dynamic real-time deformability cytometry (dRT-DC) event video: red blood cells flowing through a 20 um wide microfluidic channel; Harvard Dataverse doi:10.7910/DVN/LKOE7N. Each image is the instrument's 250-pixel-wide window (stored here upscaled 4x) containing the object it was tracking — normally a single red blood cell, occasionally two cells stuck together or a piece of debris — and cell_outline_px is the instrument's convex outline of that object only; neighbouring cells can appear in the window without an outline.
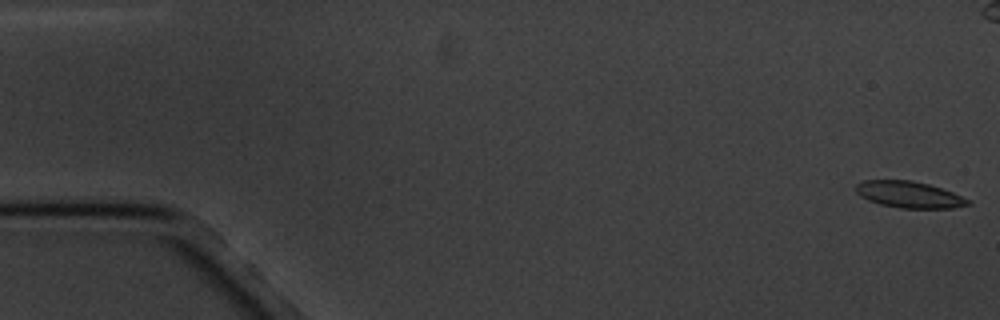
{"species": "common noctule bat (a hibernating species)", "species_latin": "Nyctalus noctula", "temperature_condition": "cold", "stored_images_in_passage": 18, "camera_frame_rate_fps": 3000, "um_per_image_px": 0.085, "animal": {"sex": "male", "body_mass_g": 20.1, "forearm_length_mm": 53.5}, "frame": {"image": 1, "passage_image": 1, "time_ms": 0.0, "image_size_px": [1000, 320], "cell_outline_px": [[972, 204], [952, 208], [900, 208], [880, 204], [868, 200], [860, 196], [856, 192], [856, 184], [864, 180], [912, 180], [928, 184], [952, 192], [972, 200]], "centroid_in_image_um": [77.29, 16.54], "position_along_channel_um": 7.7, "area_um2": 17.34}}
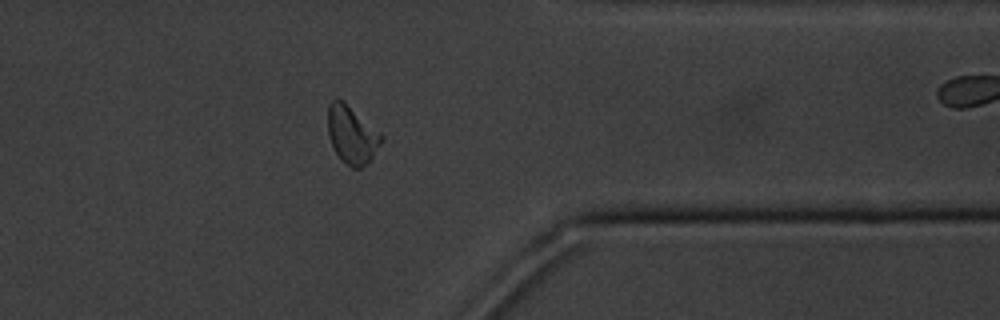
{"frame": {"image": 2, "passage_image": 14, "time_ms": 15.333, "image_size_px": [1000, 320], "cell_outline_px": [[384, 140], [372, 156], [360, 168], [352, 168], [336, 152], [328, 136], [328, 104], [336, 96], [344, 100], [384, 136]], "centroid_in_image_um": [29.9, 11.38], "position_along_channel_um": 381.5, "area_um2": 17.86}}
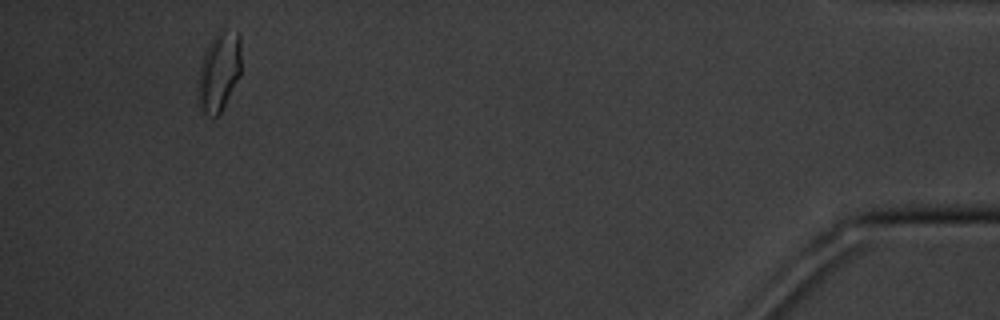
{"frame": {"image": 3, "passage_image": 18, "time_ms": 20.0, "image_size_px": [1000, 320], "cell_outline_px": [[240, 76], [220, 112], [212, 120], [200, 112], [196, 96], [196, 88], [200, 64], [204, 52], [212, 36], [220, 28], [240, 36]], "centroid_in_image_um": [18.55, 6.16], "position_along_channel_um": 416.7, "area_um2": 20.46}, "authors_computed_cell_mechanics": {"area_um2": 17.629, "velocity_mm_per_s": 3.3761, "shape_relaxation_time_tau1_ms": 4.3077, "shape_relaxation_time_tau2_ms": 2.74, "deformation_change_tau1": 0.1007, "deformation_change_tau2": 0.0721}}